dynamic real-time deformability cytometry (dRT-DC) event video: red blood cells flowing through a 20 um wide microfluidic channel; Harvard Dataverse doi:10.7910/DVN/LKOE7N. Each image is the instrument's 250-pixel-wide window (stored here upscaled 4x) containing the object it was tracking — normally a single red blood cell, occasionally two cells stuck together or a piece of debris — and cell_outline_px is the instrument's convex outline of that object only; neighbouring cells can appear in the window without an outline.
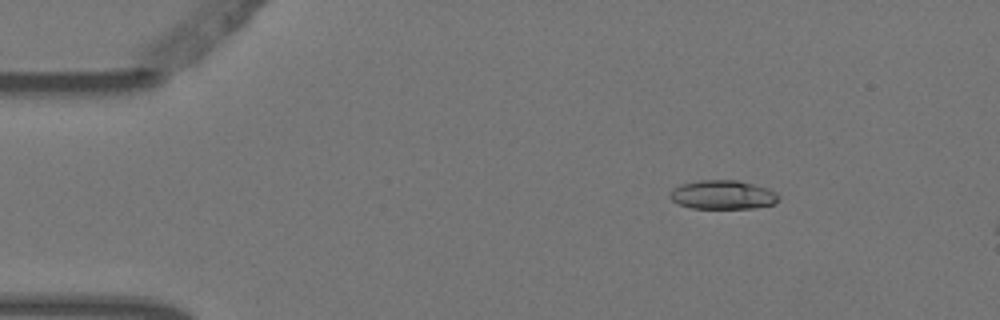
{"species": "Egyptian fruit bat (a non-hibernating species)", "species_latin": "Rousettus aegyptiacus", "temperature_condition": "warm", "stored_images_in_passage": 3, "camera_frame_rate_fps": 3000, "um_per_image_px": 0.085, "animal": {"sex": "female"}, "frame": {"image": 1, "passage_image": 2, "time_ms": 0.333, "image_size_px": [1000, 320], "cell_outline_px": [[780, 200], [776, 204], [756, 208], [692, 208], [676, 204], [668, 196], [668, 192], [672, 188], [680, 184], [700, 180], [736, 180], [768, 188], [776, 192], [780, 196]], "centroid_in_image_um": [61.42, 16.56], "position_along_channel_um": 23.6, "area_um2": 18.67}}